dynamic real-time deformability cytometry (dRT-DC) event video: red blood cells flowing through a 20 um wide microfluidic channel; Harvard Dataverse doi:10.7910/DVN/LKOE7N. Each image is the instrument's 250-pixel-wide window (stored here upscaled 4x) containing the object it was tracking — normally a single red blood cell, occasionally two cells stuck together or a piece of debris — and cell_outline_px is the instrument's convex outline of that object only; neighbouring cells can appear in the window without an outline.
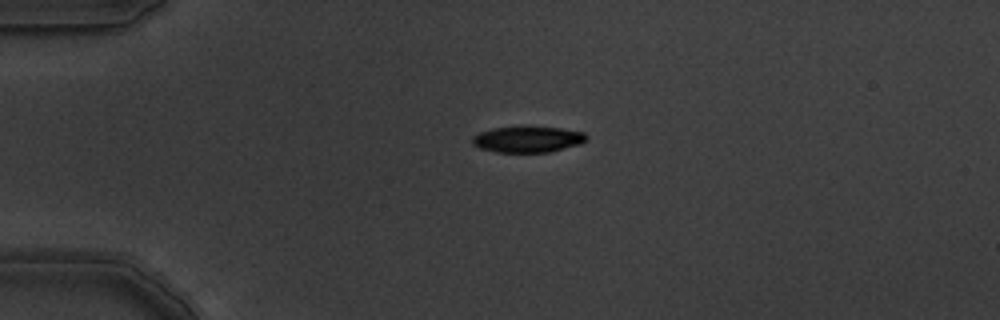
{"species": "common noctule bat (a hibernating species)", "species_latin": "Nyctalus noctula", "temperature_condition": "warm", "stored_images_in_passage": 2, "camera_frame_rate_fps": 3000, "um_per_image_px": 0.085, "animal": {"sex": "male", "body_mass_g": 19.5, "forearm_length_mm": 54.6}, "frame": {"image": 1, "passage_image": 1, "time_ms": 0.0, "image_size_px": [1000, 320], "cell_outline_px": [[588, 140], [580, 144], [548, 152], [496, 152], [480, 148], [472, 144], [472, 136], [480, 132], [492, 128], [560, 128], [584, 132], [588, 136]], "centroid_in_image_um": [44.86, 11.86], "position_along_channel_um": 40.1, "area_um2": 16.99}}
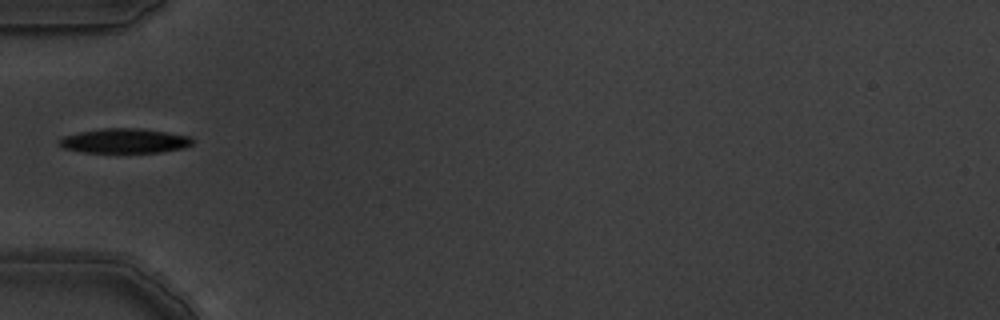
{"frame": {"image": 2, "passage_image": 2, "time_ms": 0.333, "image_size_px": [1000, 320], "cell_outline_px": [[196, 140], [192, 144], [184, 148], [160, 152], [84, 152], [64, 148], [56, 140], [64, 136], [80, 132], [100, 128], [140, 128], [168, 132], [192, 136]], "centroid_in_image_um": [10.65, 11.96], "position_along_channel_um": 74.4, "area_um2": 19.25}}